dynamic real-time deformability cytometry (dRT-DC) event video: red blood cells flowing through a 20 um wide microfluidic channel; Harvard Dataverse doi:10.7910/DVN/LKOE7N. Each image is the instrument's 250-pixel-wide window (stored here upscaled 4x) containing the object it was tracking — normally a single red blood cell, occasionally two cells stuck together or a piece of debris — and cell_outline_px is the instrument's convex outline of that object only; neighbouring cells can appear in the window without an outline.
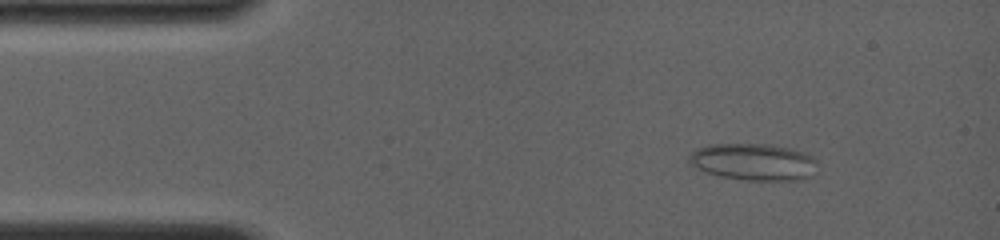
{"species": "common noctule bat (a hibernating species)", "species_latin": "Nyctalus noctula", "temperature_condition": "room temperature", "stored_images_in_passage": 10, "camera_frame_rate_fps": 4000, "um_per_image_px": 0.085, "animal": {"sex": "female", "body_mass_g": 19.0, "forearm_length_mm": 56.7}, "frame": {"image": 1, "passage_image": 4, "time_ms": 1.75, "image_size_px": [1000, 240], "cell_outline_px": [[816, 176], [800, 180], [748, 180], [720, 176], [696, 168], [688, 164], [688, 156], [696, 148], [708, 144], [768, 144], [792, 148], [804, 152], [812, 156], [816, 160]], "centroid_in_image_um": [64.08, 13.76], "position_along_channel_um": 20.9, "area_um2": 27.98}}
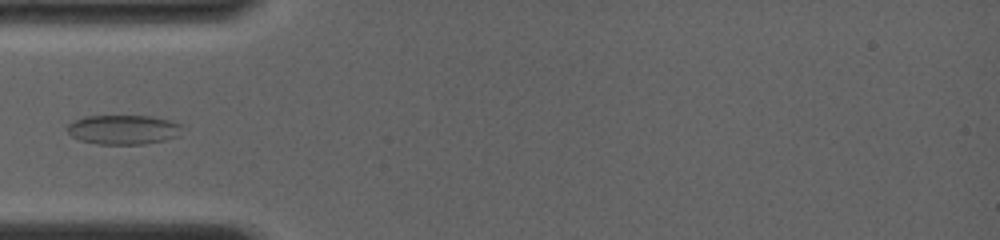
{"frame": {"image": 2, "passage_image": 9, "time_ms": 4.75, "image_size_px": [1000, 240], "cell_outline_px": [[180, 136], [164, 140], [144, 144], [96, 144], [80, 140], [72, 136], [68, 132], [68, 124], [72, 120], [84, 116], [148, 116], [172, 120], [180, 124]], "centroid_in_image_um": [10.47, 11.01], "position_along_channel_um": 74.5, "area_um2": 19.77}}